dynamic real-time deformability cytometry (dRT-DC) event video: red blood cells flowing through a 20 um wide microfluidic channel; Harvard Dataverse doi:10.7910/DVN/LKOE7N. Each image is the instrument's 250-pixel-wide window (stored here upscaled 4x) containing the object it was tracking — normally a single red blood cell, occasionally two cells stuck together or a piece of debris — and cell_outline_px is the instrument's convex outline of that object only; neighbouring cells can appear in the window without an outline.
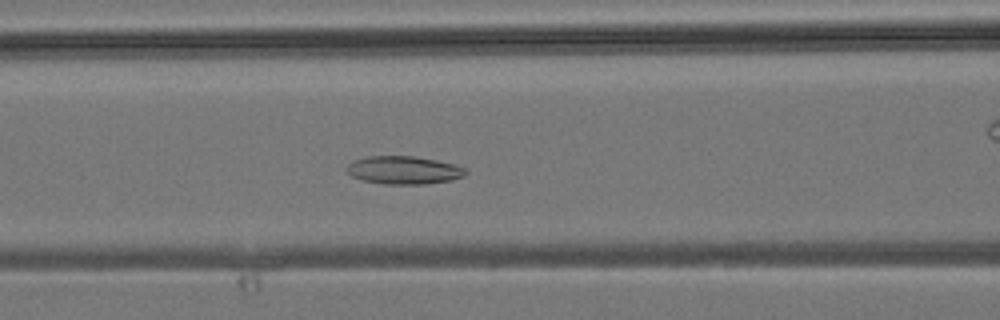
{"species": "common noctule bat (a hibernating species)", "species_latin": "Nyctalus noctula", "temperature_condition": "room temperature", "stored_images_in_passage": 43, "camera_frame_rate_fps": 3000, "um_per_image_px": 0.085, "animal": {"sex": "male", "body_mass_g": 19.2, "forearm_length_mm": 51.8}, "frame": {"image": 1, "passage_image": 17, "time_ms": 5.333, "image_size_px": [1000, 320], "cell_outline_px": [[468, 172], [464, 176], [452, 180], [424, 184], [384, 184], [360, 180], [352, 176], [348, 172], [348, 164], [352, 160], [368, 156], [412, 156], [436, 160], [452, 164], [464, 168]], "centroid_in_image_um": [34.3, 14.46], "position_along_channel_um": 132.3, "area_um2": 19.36}}
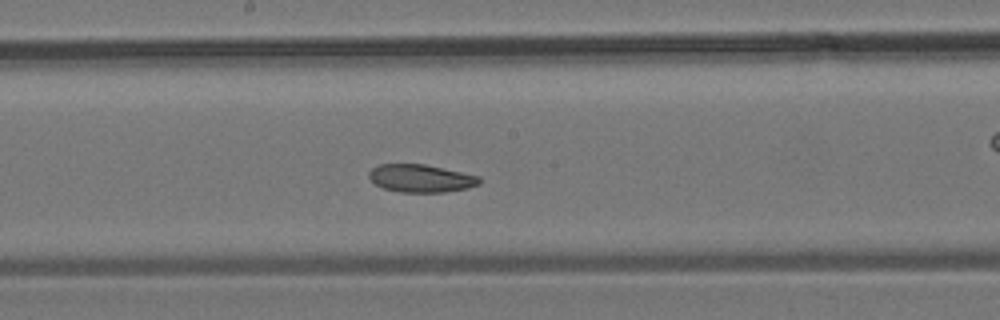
{"frame": {"image": 2, "passage_image": 22, "time_ms": 7.0, "image_size_px": [1000, 320], "cell_outline_px": [[480, 184], [468, 188], [444, 192], [400, 192], [384, 188], [376, 184], [368, 176], [368, 172], [372, 168], [380, 164], [424, 164], [480, 176]], "centroid_in_image_um": [35.78, 15.16], "position_along_channel_um": 212.4, "area_um2": 17.8}}
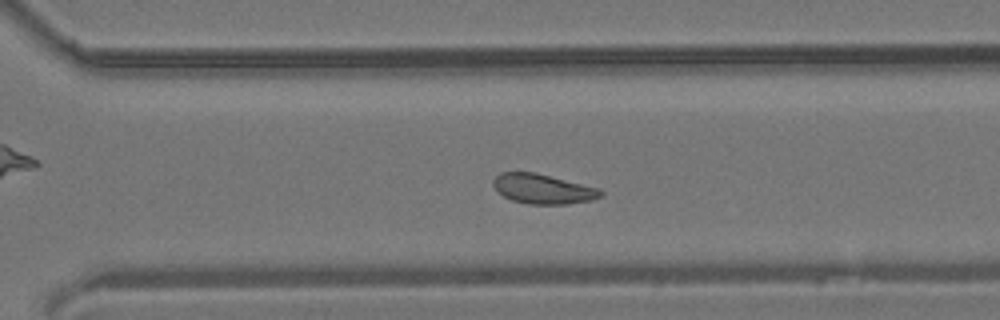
{"frame": {"image": 3, "passage_image": 29, "time_ms": 9.333, "image_size_px": [1000, 320], "cell_outline_px": [[604, 192], [600, 196], [592, 200], [564, 204], [528, 204], [512, 200], [504, 196], [492, 184], [492, 180], [500, 172], [536, 172], [600, 188]], "centroid_in_image_um": [46.16, 16.05], "position_along_channel_um": 324.4, "area_um2": 18.61}}